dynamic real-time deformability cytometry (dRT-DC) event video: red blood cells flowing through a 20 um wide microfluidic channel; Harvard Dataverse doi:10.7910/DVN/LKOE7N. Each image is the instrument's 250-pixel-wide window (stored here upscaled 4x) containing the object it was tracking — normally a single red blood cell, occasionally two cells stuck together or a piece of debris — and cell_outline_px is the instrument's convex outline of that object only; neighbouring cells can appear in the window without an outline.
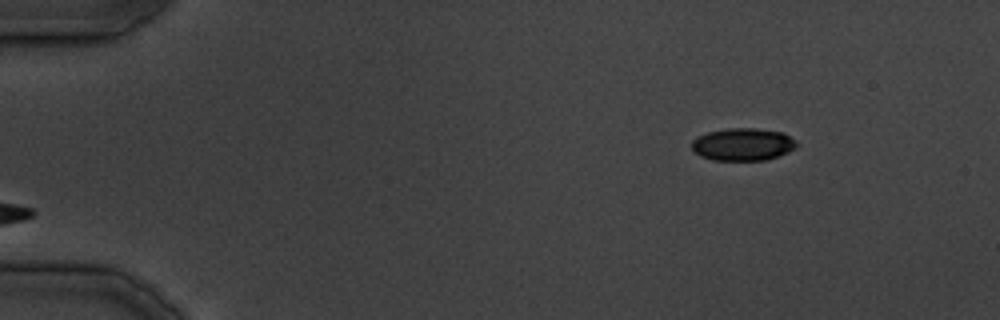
{"species": "common noctule bat (a hibernating species)", "species_latin": "Nyctalus noctula", "temperature_condition": "cold", "stored_images_in_passage": 33, "camera_frame_rate_fps": 3000, "um_per_image_px": 0.085, "animal": {"sex": "male", "body_mass_g": 19.5, "forearm_length_mm": 54.6}, "frame": {"image": 1, "passage_image": 1, "time_ms": 0.0, "image_size_px": [1000, 320], "cell_outline_px": [[796, 148], [788, 152], [768, 160], [712, 160], [700, 156], [692, 152], [692, 140], [708, 132], [728, 128], [756, 128], [784, 132], [796, 140]], "centroid_in_image_um": [63.15, 12.27], "position_along_channel_um": 21.8, "area_um2": 20.06}}
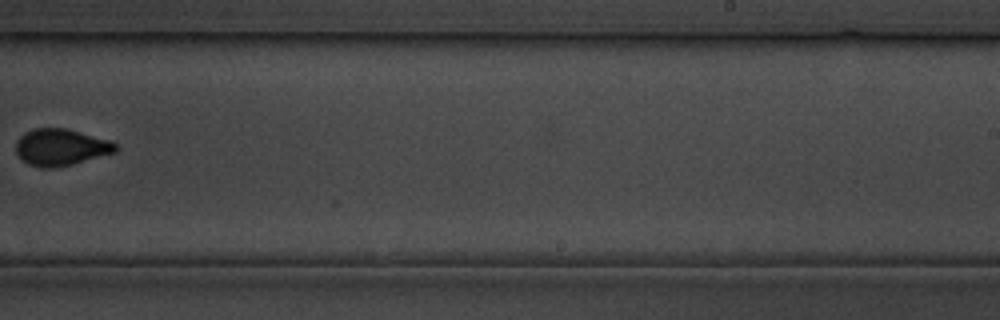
{"frame": {"image": 2, "passage_image": 20, "time_ms": 23.667, "image_size_px": [1000, 320], "cell_outline_px": [[116, 152], [72, 164], [56, 168], [40, 168], [28, 164], [16, 152], [16, 140], [20, 136], [36, 128], [64, 128], [112, 140], [116, 144]], "centroid_in_image_um": [5.18, 12.52], "position_along_channel_um": 283.8, "area_um2": 21.21}}
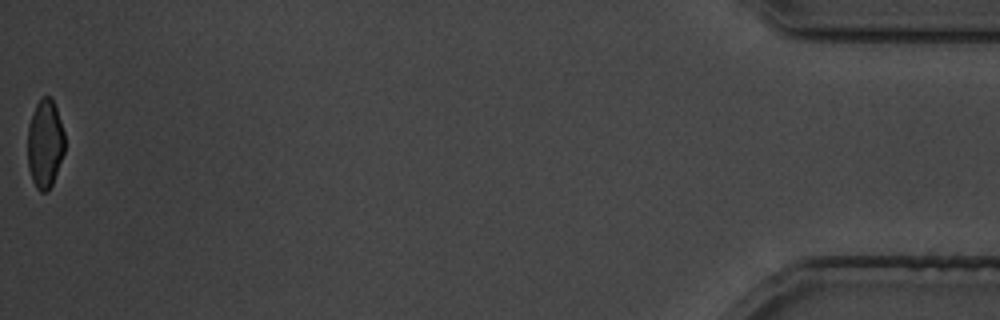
{"frame": {"image": 3, "passage_image": 33, "time_ms": 39.333, "image_size_px": [1000, 320], "cell_outline_px": [[64, 152], [52, 184], [48, 192], [40, 192], [36, 188], [32, 180], [28, 168], [28, 124], [32, 112], [40, 96], [52, 96], [64, 132]], "centroid_in_image_um": [3.81, 12.2], "position_along_channel_um": 431.4, "area_um2": 19.31}}